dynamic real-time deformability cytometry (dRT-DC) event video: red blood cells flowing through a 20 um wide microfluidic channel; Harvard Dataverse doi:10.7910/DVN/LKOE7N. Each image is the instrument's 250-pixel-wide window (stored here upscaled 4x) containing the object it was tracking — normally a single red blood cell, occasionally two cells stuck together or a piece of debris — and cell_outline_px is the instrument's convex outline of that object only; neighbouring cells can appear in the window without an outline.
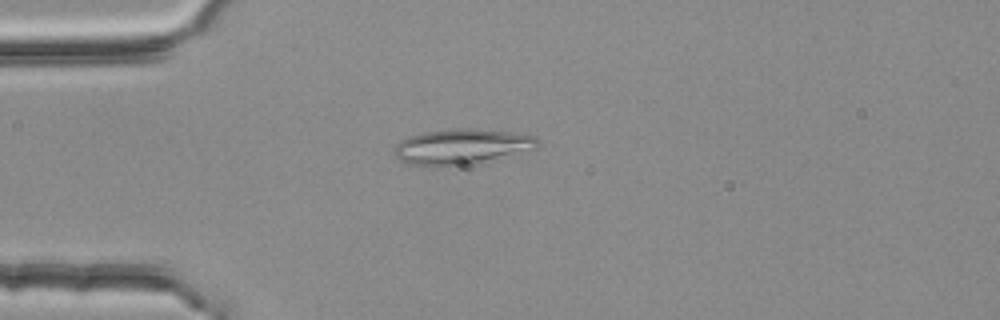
{"species": "common noctule bat (a hibernating species)", "species_latin": "Nyctalus noctula", "temperature_condition": "room temperature", "stored_images_in_passage": 45, "camera_frame_rate_fps": 3000, "um_per_image_px": 0.085, "animal": {"sex": "female", "body_mass_g": 25.1}, "frame": {"image": 1, "passage_image": 5, "time_ms": 1.333, "image_size_px": [1000, 320], "cell_outline_px": [[540, 144], [536, 148], [476, 164], [444, 168], [436, 168], [408, 164], [400, 160], [396, 156], [396, 144], [400, 140], [408, 136], [424, 132], [456, 128], [476, 128], [516, 132], [536, 136], [540, 140]], "centroid_in_image_um": [39.26, 12.48], "position_along_channel_um": 45.7, "area_um2": 30.4}}
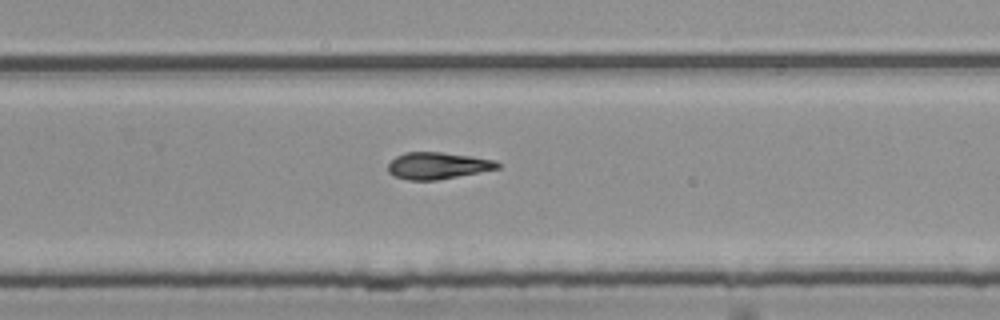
{"frame": {"image": 2, "passage_image": 26, "time_ms": 8.333, "image_size_px": [1000, 320], "cell_outline_px": [[500, 168], [436, 180], [408, 180], [392, 176], [388, 172], [388, 164], [396, 156], [404, 152], [440, 152], [472, 156], [496, 160], [500, 164]], "centroid_in_image_um": [37.18, 14.08], "position_along_channel_um": 292.6, "area_um2": 17.11}}
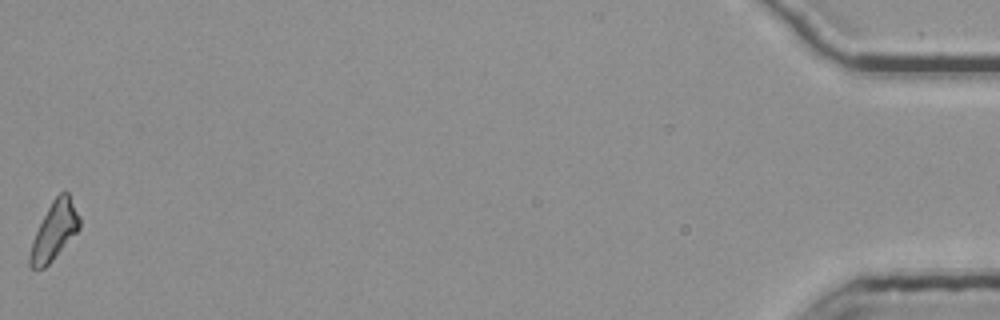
{"frame": {"image": 3, "passage_image": 45, "time_ms": 14.667, "image_size_px": [1000, 320], "cell_outline_px": [[80, 228], [52, 260], [44, 268], [32, 268], [28, 264], [28, 256], [32, 240], [52, 200], [60, 192], [68, 192], [80, 216]], "centroid_in_image_um": [4.61, 19.63], "position_along_channel_um": 430.6, "area_um2": 16.47}}